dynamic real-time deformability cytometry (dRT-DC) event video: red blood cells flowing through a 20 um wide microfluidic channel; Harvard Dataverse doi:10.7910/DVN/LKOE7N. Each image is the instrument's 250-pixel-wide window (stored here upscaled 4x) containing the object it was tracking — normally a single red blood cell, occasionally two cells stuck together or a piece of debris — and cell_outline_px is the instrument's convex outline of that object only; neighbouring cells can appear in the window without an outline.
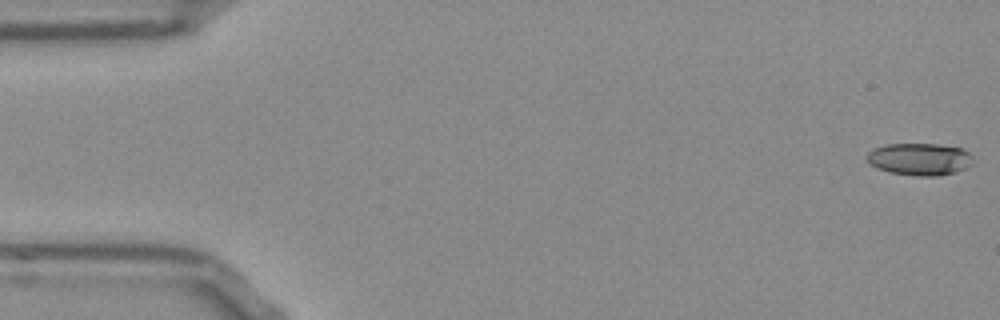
{"species": "Egyptian fruit bat (a non-hibernating species)", "species_latin": "Rousettus aegyptiacus", "temperature_condition": "room temperature", "stored_images_in_passage": 13, "camera_frame_rate_fps": 3000, "um_per_image_px": 0.085, "frame": {"image": 1, "passage_image": 1, "time_ms": 0.0, "image_size_px": [1000, 320], "cell_outline_px": [[972, 164], [956, 172], [940, 176], [916, 176], [888, 172], [876, 168], [868, 164], [864, 160], [864, 156], [872, 148], [888, 144], [936, 144], [960, 148], [968, 152], [972, 156]], "centroid_in_image_um": [78.09, 13.54], "position_along_channel_um": 6.9, "area_um2": 20.23}}
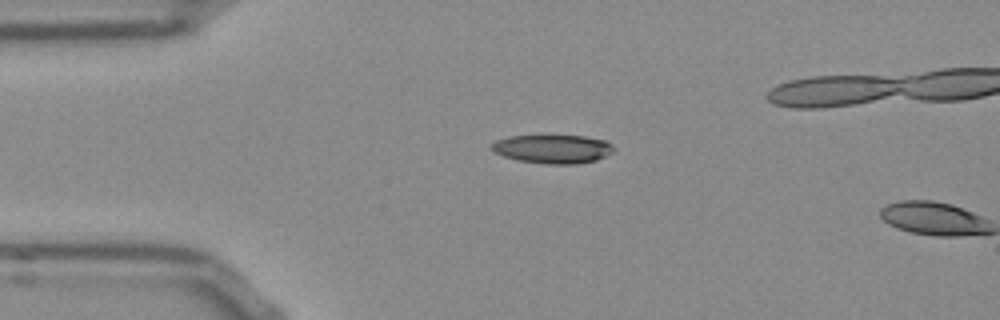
{"frame": {"image": 2, "passage_image": 12, "time_ms": 3.667, "image_size_px": [1000, 320], "cell_outline_px": [[616, 148], [612, 152], [596, 160], [576, 164], [548, 164], [520, 160], [504, 156], [492, 152], [488, 148], [496, 140], [508, 136], [584, 136], [604, 140], [612, 144]], "centroid_in_image_um": [46.97, 12.66], "position_along_channel_um": 38.0, "area_um2": 20.35}}